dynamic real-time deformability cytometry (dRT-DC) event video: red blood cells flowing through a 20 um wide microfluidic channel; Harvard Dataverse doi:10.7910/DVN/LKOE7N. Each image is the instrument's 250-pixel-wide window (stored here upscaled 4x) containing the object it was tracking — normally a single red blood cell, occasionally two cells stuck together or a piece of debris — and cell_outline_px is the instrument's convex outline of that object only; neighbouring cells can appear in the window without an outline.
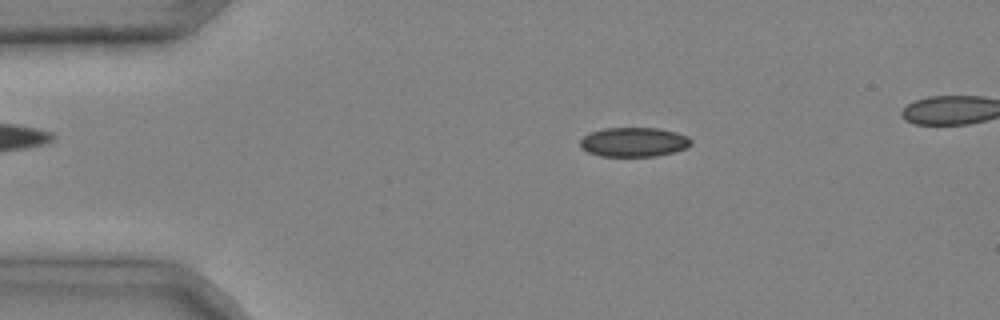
{"species": "common noctule bat (a hibernating species)", "species_latin": "Nyctalus noctula", "temperature_condition": "cold", "stored_images_in_passage": 5, "segment_of_instrument_passage": [1, 2], "camera_frame_rate_fps": 3000, "um_per_image_px": 0.085, "animal": {"sex": "male", "body_mass_g": 20.4}, "frame": {"image": 1, "passage_image": 3, "time_ms": 0.667, "image_size_px": [1000, 320], "cell_outline_px": [[692, 144], [688, 148], [676, 152], [656, 156], [600, 156], [588, 152], [580, 148], [580, 140], [584, 136], [592, 132], [604, 128], [656, 128], [676, 132], [688, 136], [692, 140]], "centroid_in_image_um": [53.91, 12.08], "position_along_channel_um": 31.1, "area_um2": 19.13}}